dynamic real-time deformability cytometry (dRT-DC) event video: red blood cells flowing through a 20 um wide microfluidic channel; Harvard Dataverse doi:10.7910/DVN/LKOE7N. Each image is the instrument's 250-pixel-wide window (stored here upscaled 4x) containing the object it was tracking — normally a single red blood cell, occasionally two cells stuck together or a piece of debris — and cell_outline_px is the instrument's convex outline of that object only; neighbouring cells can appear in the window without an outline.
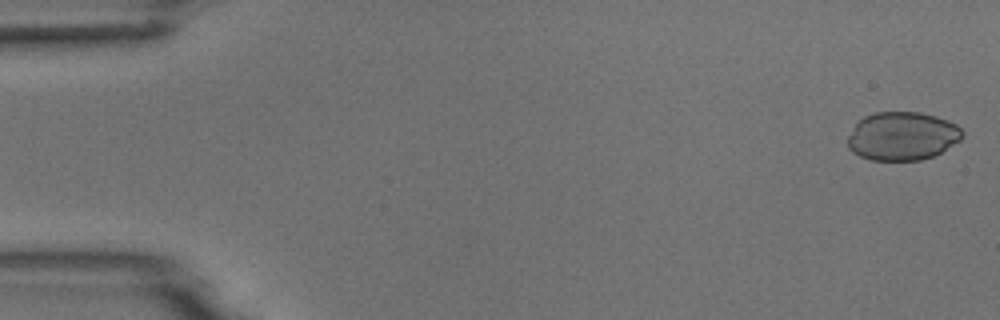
{"species": "common noctule bat (a hibernating species)", "species_latin": "Nyctalus noctula", "temperature_condition": "room temperature", "stored_images_in_passage": 5, "camera_frame_rate_fps": 3000, "um_per_image_px": 0.085, "animal": {"sex": "male", "body_mass_g": 18.8}, "frame": {"image": 1, "passage_image": 1, "time_ms": 0.0, "image_size_px": [1000, 320], "cell_outline_px": [[964, 136], [960, 140], [940, 152], [932, 156], [920, 160], [872, 160], [860, 156], [852, 152], [848, 148], [848, 136], [856, 124], [864, 116], [876, 112], [920, 112], [936, 116], [948, 120], [956, 124], [964, 132]], "centroid_in_image_um": [76.7, 11.56], "position_along_channel_um": 8.3, "area_um2": 32.31}}